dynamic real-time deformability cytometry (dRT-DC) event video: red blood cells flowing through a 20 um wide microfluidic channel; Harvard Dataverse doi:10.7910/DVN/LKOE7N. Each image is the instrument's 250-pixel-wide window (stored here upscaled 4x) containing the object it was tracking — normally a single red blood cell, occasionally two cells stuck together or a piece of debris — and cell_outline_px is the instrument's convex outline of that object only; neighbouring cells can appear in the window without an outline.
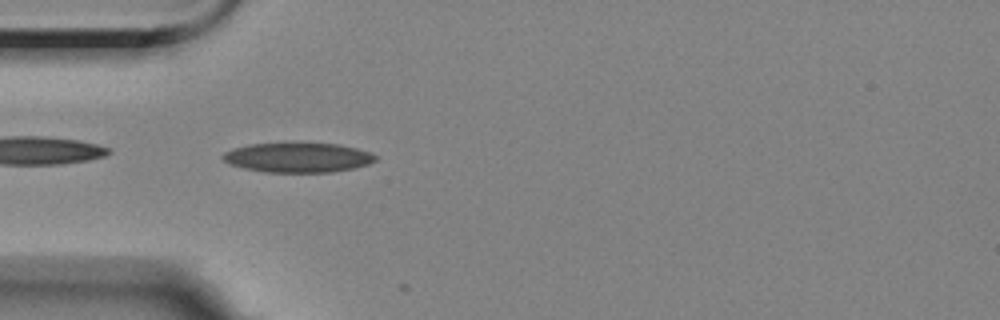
{"species": "Egyptian fruit bat (a non-hibernating species)", "species_latin": "Rousettus aegyptiacus", "temperature_condition": "room temperature", "stored_images_in_passage": 3, "camera_frame_rate_fps": 3000, "um_per_image_px": 0.085, "animal": {"sex": "female"}, "frame": {"image": 1, "passage_image": 1, "time_ms": 0.0, "image_size_px": [1000, 320], "cell_outline_px": [[376, 160], [368, 164], [356, 168], [332, 172], [264, 172], [244, 168], [232, 164], [224, 160], [220, 156], [224, 152], [232, 148], [248, 144], [340, 144], [372, 152], [376, 156]], "centroid_in_image_um": [25.34, 13.4], "position_along_channel_um": 59.7, "area_um2": 26.24}}